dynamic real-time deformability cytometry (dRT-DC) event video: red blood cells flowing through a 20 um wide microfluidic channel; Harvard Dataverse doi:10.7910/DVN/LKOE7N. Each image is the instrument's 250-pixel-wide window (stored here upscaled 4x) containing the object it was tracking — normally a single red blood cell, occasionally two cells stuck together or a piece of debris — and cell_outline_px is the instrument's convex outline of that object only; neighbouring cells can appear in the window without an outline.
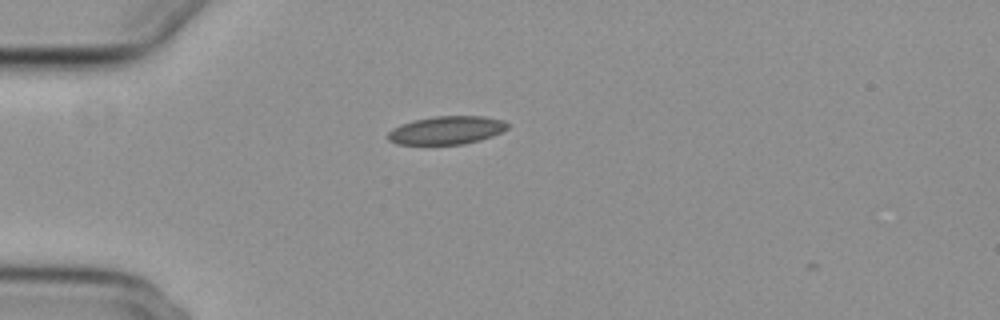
{"species": "common noctule bat (a hibernating species)", "species_latin": "Nyctalus noctula", "temperature_condition": "cold", "stored_images_in_passage": 43, "camera_frame_rate_fps": 3000, "um_per_image_px": 0.085, "animal": {"sex": "female", "body_mass_g": 29.2, "forearm_length_mm": 56.3}, "frame": {"image": 1, "passage_image": 3, "time_ms": 0.667, "image_size_px": [1000, 320], "cell_outline_px": [[508, 128], [492, 136], [480, 140], [464, 144], [396, 144], [388, 140], [388, 132], [392, 128], [400, 124], [412, 120], [436, 116], [484, 116], [504, 120], [508, 124]], "centroid_in_image_um": [37.94, 11.06], "position_along_channel_um": 47.1, "area_um2": 19.71}}
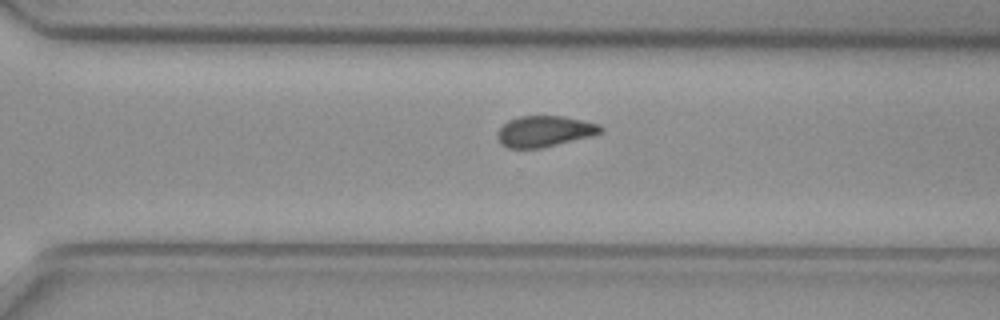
{"frame": {"image": 2, "passage_image": 27, "time_ms": 8.667, "image_size_px": [1000, 320], "cell_outline_px": [[604, 132], [592, 136], [540, 148], [508, 148], [500, 144], [496, 136], [496, 132], [508, 120], [520, 116], [564, 116], [600, 124], [604, 128]], "centroid_in_image_um": [46.29, 11.16], "position_along_channel_um": 324.3, "area_um2": 18.79}}
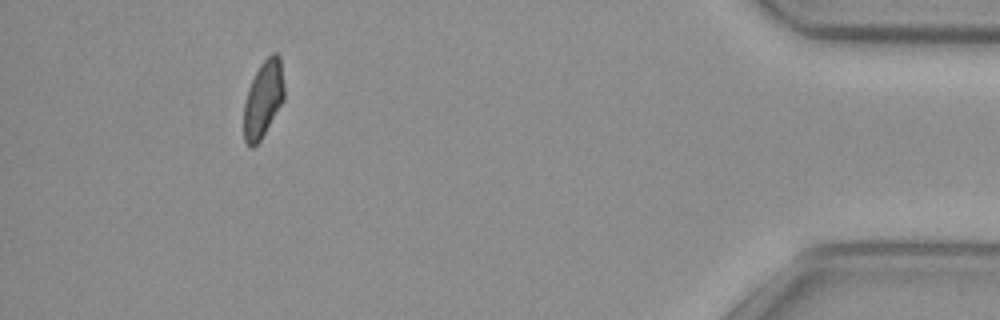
{"frame": {"image": 3, "passage_image": 39, "time_ms": 12.667, "image_size_px": [1000, 320], "cell_outline_px": [[284, 100], [260, 140], [252, 148], [248, 148], [244, 140], [244, 104], [248, 88], [260, 64], [272, 52], [276, 52], [280, 56], [284, 84]], "centroid_in_image_um": [22.38, 8.41], "position_along_channel_um": 412.8, "area_um2": 18.09}, "authors_computed_cell_mechanics": {"area_um2": 19.2474, "velocity_mm_per_s": 3.7251, "shape_relaxation_time_tau1_ms": null, "shape_relaxation_time_tau2_ms": 2.8143, "deformation_change_tau1": null, "deformation_change_tau2": 0.0787}}